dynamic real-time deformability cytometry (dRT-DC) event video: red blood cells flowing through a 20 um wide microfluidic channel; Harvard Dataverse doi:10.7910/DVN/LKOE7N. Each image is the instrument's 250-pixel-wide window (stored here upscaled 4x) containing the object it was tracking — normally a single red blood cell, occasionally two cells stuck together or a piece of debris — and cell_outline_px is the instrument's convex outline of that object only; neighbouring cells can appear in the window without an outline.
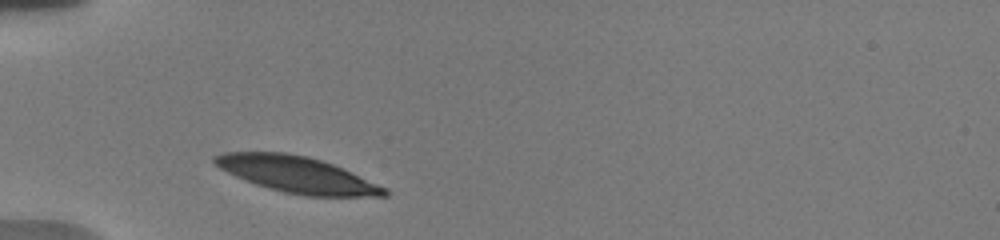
{"species": "human", "species_latin": "Homo sapiens", "temperature_condition": "warm", "stored_images_in_passage": 6, "camera_frame_rate_fps": 3000, "um_per_image_px": 0.085, "donor": {"sex": "male"}, "frame": {"image": 1, "passage_image": 1, "time_ms": 0.0, "image_size_px": [1000, 240], "cell_outline_px": [[392, 192], [388, 196], [304, 196], [284, 192], [268, 188], [256, 184], [236, 176], [212, 164], [212, 156], [224, 152], [284, 152], [308, 156], [332, 164], [388, 188]], "centroid_in_image_um": [25.25, 14.84], "position_along_channel_um": 59.8, "area_um2": 35.78}}
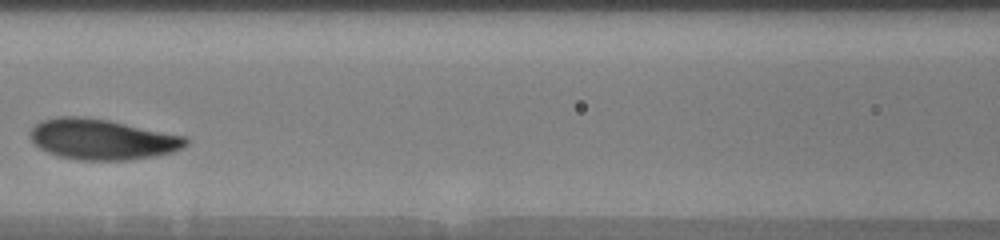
{"frame": {"image": 2, "passage_image": 5, "time_ms": 3.0, "image_size_px": [1000, 240], "cell_outline_px": [[188, 144], [172, 152], [132, 160], [76, 160], [56, 156], [32, 144], [28, 136], [28, 132], [40, 120], [56, 116], [88, 116], [188, 136]], "centroid_in_image_um": [8.63, 11.83], "position_along_channel_um": 158.0, "area_um2": 37.4}}
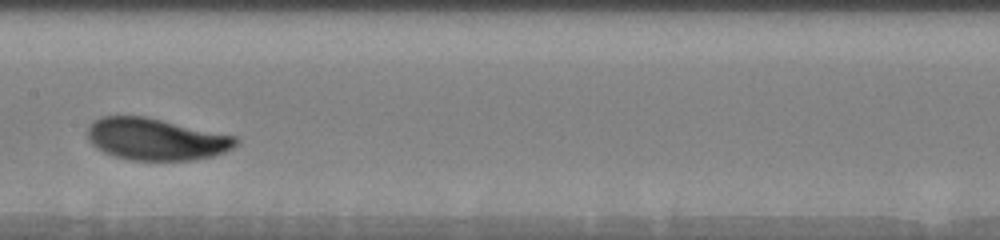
{"frame": {"image": 3, "passage_image": 6, "time_ms": 4.0, "image_size_px": [1000, 240], "cell_outline_px": [[240, 144], [224, 152], [212, 156], [192, 160], [132, 160], [116, 156], [104, 152], [96, 148], [88, 140], [88, 124], [92, 120], [100, 116], [148, 116], [236, 136], [240, 140]], "centroid_in_image_um": [13.26, 11.81], "position_along_channel_um": 194.1, "area_um2": 36.59}}